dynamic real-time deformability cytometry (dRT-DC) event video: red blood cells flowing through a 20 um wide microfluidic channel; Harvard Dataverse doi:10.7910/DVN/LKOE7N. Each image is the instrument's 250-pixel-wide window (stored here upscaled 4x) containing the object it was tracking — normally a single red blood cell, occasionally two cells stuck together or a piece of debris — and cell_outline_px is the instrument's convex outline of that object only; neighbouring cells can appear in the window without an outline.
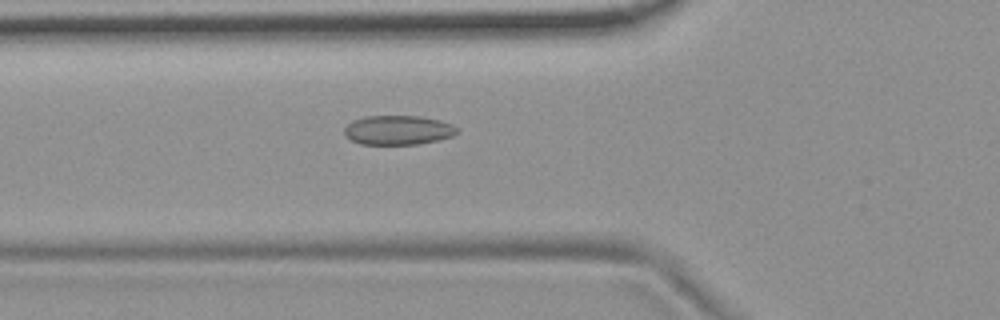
{"species": "common noctule bat (a hibernating species)", "species_latin": "Nyctalus noctula", "temperature_condition": "room temperature", "stored_images_in_passage": 55, "camera_frame_rate_fps": 3000, "um_per_image_px": 0.085, "animal": {"sex": "female", "body_mass_g": 19.9}, "frame": {"image": 1, "passage_image": 20, "time_ms": 6.333, "image_size_px": [1000, 320], "cell_outline_px": [[460, 132], [452, 136], [436, 140], [416, 144], [360, 144], [344, 136], [344, 128], [352, 120], [364, 116], [420, 116], [440, 120], [452, 124], [460, 128]], "centroid_in_image_um": [33.84, 11.05], "position_along_channel_um": 92.0, "area_um2": 19.42}}
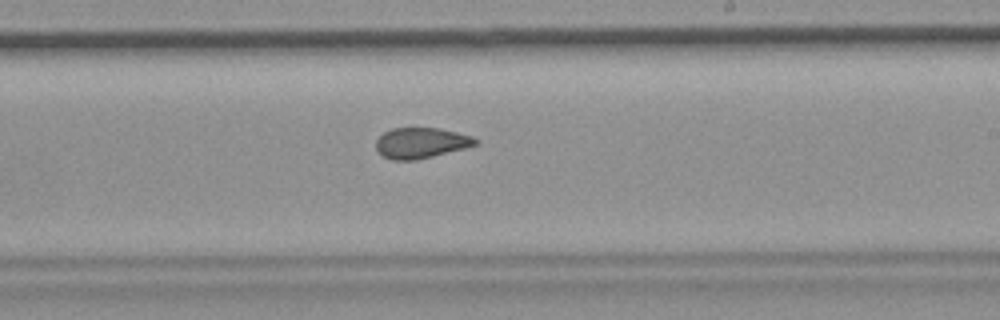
{"frame": {"image": 2, "passage_image": 33, "time_ms": 10.667, "image_size_px": [1000, 320], "cell_outline_px": [[480, 144], [416, 160], [392, 160], [384, 156], [376, 148], [376, 140], [384, 132], [392, 128], [440, 128], [472, 136], [480, 140]], "centroid_in_image_um": [35.81, 12.14], "position_along_channel_um": 253.2, "area_um2": 17.69}}
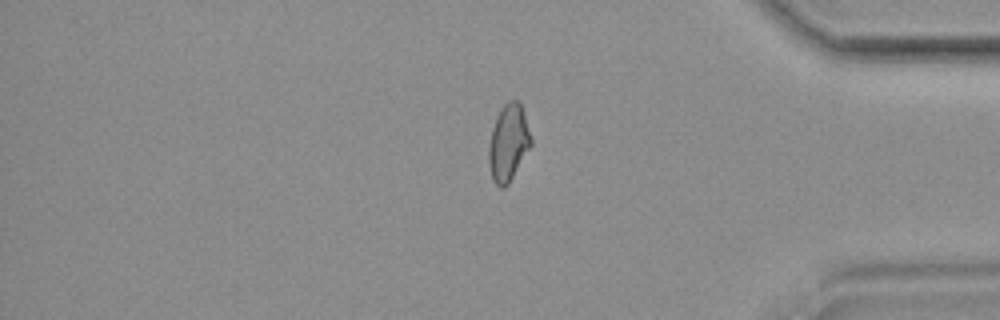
{"frame": {"image": 3, "passage_image": 46, "time_ms": 15.0, "image_size_px": [1000, 320], "cell_outline_px": [[532, 144], [508, 184], [504, 188], [500, 188], [492, 180], [488, 164], [488, 148], [492, 128], [496, 116], [500, 108], [508, 100], [516, 100], [520, 104], [524, 112], [532, 140]], "centroid_in_image_um": [43.19, 12.14], "position_along_channel_um": 392.0, "area_um2": 18.96}, "authors_computed_cell_mechanics": {"area_um2": 19.1896, "velocity_mm_per_s": 3.7247, "shape_relaxation_time_tau1_ms": null, "shape_relaxation_time_tau2_ms": 1.6908, "deformation_change_tau1": null, "deformation_change_tau2": 0.0579}}